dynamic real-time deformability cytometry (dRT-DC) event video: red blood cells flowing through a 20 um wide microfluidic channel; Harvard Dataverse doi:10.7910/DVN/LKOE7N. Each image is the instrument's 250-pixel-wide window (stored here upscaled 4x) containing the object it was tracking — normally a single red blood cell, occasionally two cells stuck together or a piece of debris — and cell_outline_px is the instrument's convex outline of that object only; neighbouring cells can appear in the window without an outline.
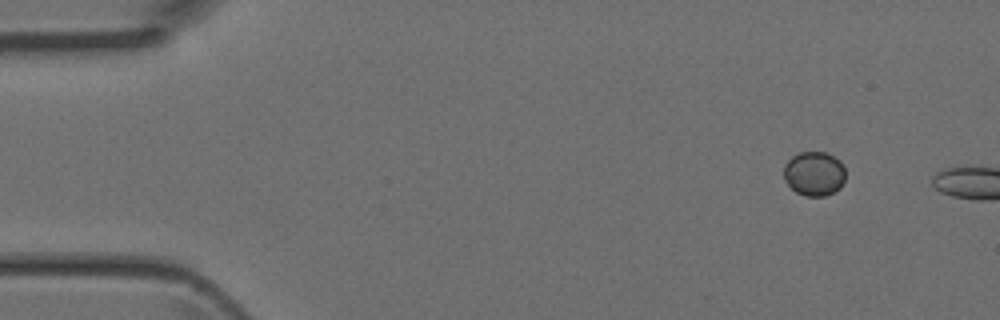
{"species": "Egyptian fruit bat (a non-hibernating species)", "species_latin": "Rousettus aegyptiacus", "temperature_condition": "room temperature", "stored_images_in_passage": 2, "camera_frame_rate_fps": 3000, "um_per_image_px": 0.085, "animal": {"sex": "female"}, "frame": {"image": 1, "passage_image": 1, "time_ms": 0.0, "image_size_px": [1000, 320], "cell_outline_px": [[844, 180], [840, 188], [824, 196], [804, 196], [796, 192], [784, 180], [784, 164], [792, 156], [800, 152], [824, 152], [840, 160], [844, 168]], "centroid_in_image_um": [69.19, 14.76], "position_along_channel_um": 15.8, "area_um2": 15.9}}